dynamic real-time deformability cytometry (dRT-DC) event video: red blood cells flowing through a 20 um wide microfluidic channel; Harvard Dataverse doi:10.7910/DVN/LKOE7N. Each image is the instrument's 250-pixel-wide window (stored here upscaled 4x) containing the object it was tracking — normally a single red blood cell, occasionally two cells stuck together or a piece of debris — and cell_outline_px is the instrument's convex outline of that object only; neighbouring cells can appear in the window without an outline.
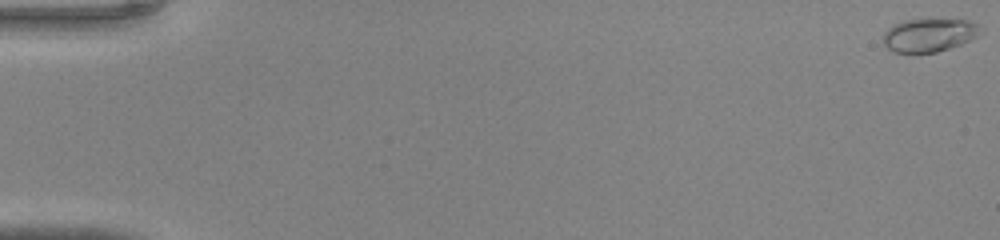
{"species": "common noctule bat (a hibernating species)", "species_latin": "Nyctalus noctula", "temperature_condition": "warm", "stored_images_in_passage": 47, "camera_frame_rate_fps": 3000, "um_per_image_px": 0.085, "animal": {"sex": "male", "body_mass_g": 20.0, "forearm_length_mm": 53.3}, "frame": {"image": 1, "passage_image": 1, "time_ms": 0.0, "image_size_px": [1000, 240], "cell_outline_px": [[980, 36], [960, 44], [936, 52], [892, 52], [884, 44], [884, 32], [892, 24], [904, 20], [924, 16], [968, 20], [976, 24]], "centroid_in_image_um": [78.95, 2.92], "position_along_channel_um": 6.1, "area_um2": 19.42}}
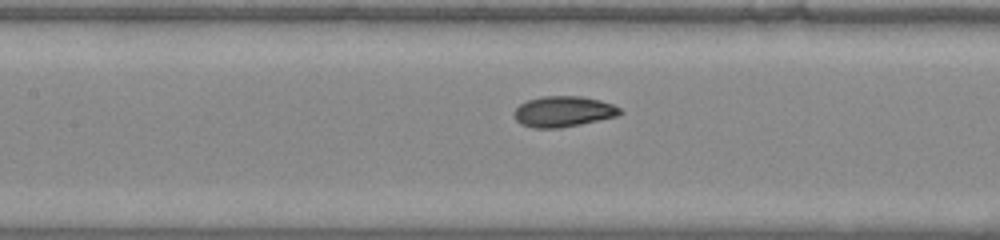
{"frame": {"image": 2, "passage_image": 23, "time_ms": 7.333, "image_size_px": [1000, 240], "cell_outline_px": [[624, 112], [620, 116], [560, 128], [532, 128], [520, 124], [516, 120], [516, 108], [520, 104], [528, 100], [540, 96], [580, 96], [600, 100], [612, 104], [620, 108]], "centroid_in_image_um": [47.92, 9.48], "position_along_channel_um": 159.5, "area_um2": 19.02}}
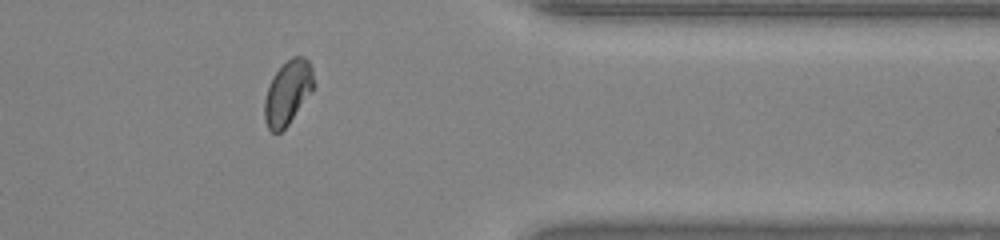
{"frame": {"image": 3, "passage_image": 39, "time_ms": 12.667, "image_size_px": [1000, 240], "cell_outline_px": [[316, 84], [312, 92], [288, 124], [280, 132], [272, 132], [268, 128], [264, 120], [264, 100], [272, 76], [292, 56], [304, 56], [308, 60], [312, 68]], "centroid_in_image_um": [24.48, 7.86], "position_along_channel_um": 386.9, "area_um2": 18.44}}